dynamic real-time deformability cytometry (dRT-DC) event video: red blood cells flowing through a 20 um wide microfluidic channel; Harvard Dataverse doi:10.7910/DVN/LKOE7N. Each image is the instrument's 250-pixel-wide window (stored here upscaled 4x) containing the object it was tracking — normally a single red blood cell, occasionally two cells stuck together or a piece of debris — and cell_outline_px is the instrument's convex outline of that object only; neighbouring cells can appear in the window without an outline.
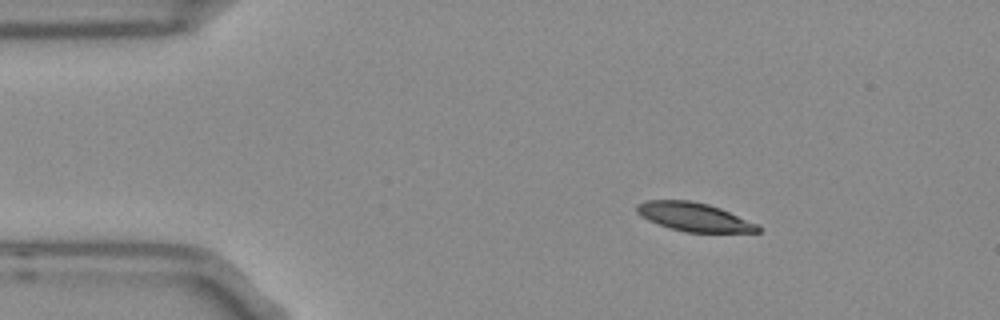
{"species": "Egyptian fruit bat (a non-hibernating species)", "species_latin": "Rousettus aegyptiacus", "temperature_condition": "room temperature", "stored_images_in_passage": 12, "camera_frame_rate_fps": 3000, "um_per_image_px": 0.085, "frame": {"image": 1, "passage_image": 1, "time_ms": 0.0, "image_size_px": [1000, 320], "cell_outline_px": [[760, 232], [684, 232], [668, 228], [648, 220], [640, 216], [636, 212], [636, 204], [644, 200], [692, 200], [708, 204], [720, 208], [756, 224], [760, 228]], "centroid_in_image_um": [58.92, 18.43], "position_along_channel_um": 26.1, "area_um2": 20.17}}
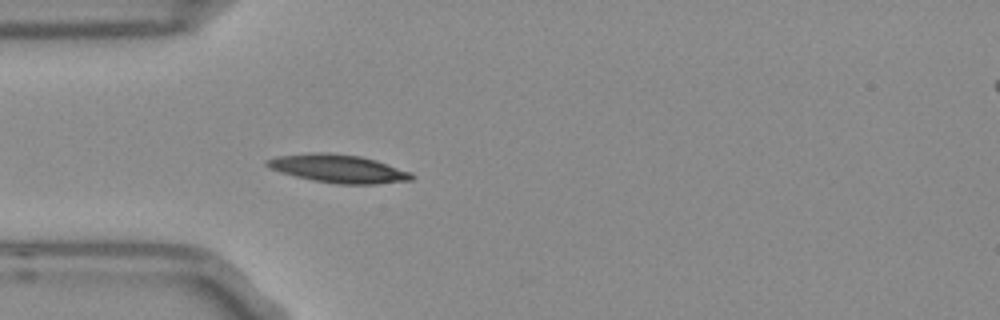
{"frame": {"image": 2, "passage_image": 8, "time_ms": 2.333, "image_size_px": [1000, 320], "cell_outline_px": [[416, 176], [412, 180], [376, 184], [336, 184], [312, 180], [280, 172], [268, 168], [264, 164], [264, 160], [276, 156], [312, 152], [328, 152], [360, 156], [376, 160], [412, 172]], "centroid_in_image_um": [28.74, 14.33], "position_along_channel_um": 56.3, "area_um2": 24.04}}
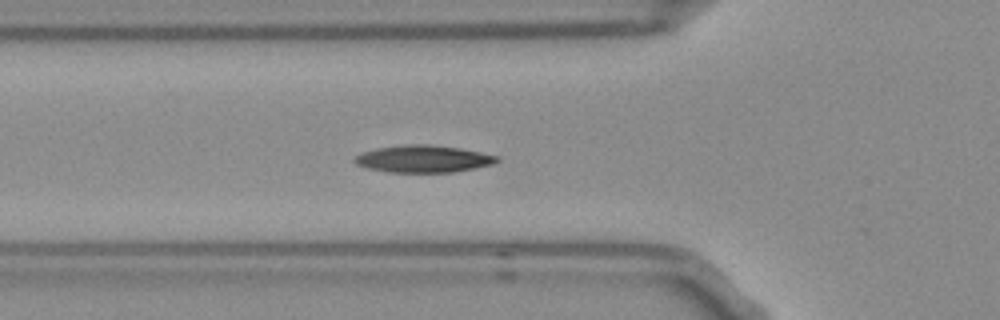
{"frame": {"image": 3, "passage_image": 11, "time_ms": 3.333, "image_size_px": [1000, 320], "cell_outline_px": [[500, 160], [492, 164], [452, 172], [388, 172], [368, 168], [356, 164], [352, 160], [356, 156], [364, 152], [376, 148], [404, 144], [428, 144], [460, 148], [500, 156]], "centroid_in_image_um": [35.97, 13.49], "position_along_channel_um": 89.8, "area_um2": 22.43}}